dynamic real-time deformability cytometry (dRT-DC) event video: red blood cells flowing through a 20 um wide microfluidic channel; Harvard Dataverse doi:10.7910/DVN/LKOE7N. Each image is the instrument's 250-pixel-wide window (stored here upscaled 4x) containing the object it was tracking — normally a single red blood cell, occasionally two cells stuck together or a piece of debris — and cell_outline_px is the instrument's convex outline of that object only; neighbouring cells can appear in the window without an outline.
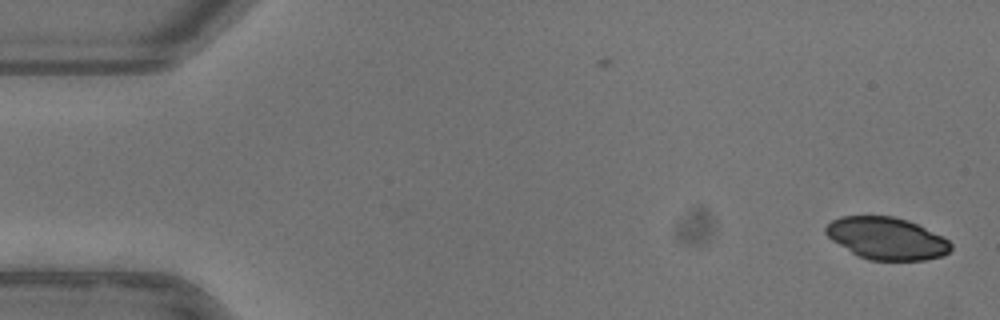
{"species": "common noctule bat (a hibernating species)", "species_latin": "Nyctalus noctula", "temperature_condition": "warm", "stored_images_in_passage": 51, "camera_frame_rate_fps": 3000, "um_per_image_px": 0.085, "animal": {"sex": "female"}, "frame": {"image": 1, "passage_image": 1, "time_ms": 0.0, "image_size_px": [1000, 320], "cell_outline_px": [[952, 248], [944, 256], [924, 260], [868, 260], [852, 252], [832, 240], [824, 232], [824, 228], [832, 220], [840, 216], [892, 216], [908, 220], [948, 240], [952, 244]], "centroid_in_image_um": [75.35, 20.26], "position_along_channel_um": 9.6, "area_um2": 30.46}}